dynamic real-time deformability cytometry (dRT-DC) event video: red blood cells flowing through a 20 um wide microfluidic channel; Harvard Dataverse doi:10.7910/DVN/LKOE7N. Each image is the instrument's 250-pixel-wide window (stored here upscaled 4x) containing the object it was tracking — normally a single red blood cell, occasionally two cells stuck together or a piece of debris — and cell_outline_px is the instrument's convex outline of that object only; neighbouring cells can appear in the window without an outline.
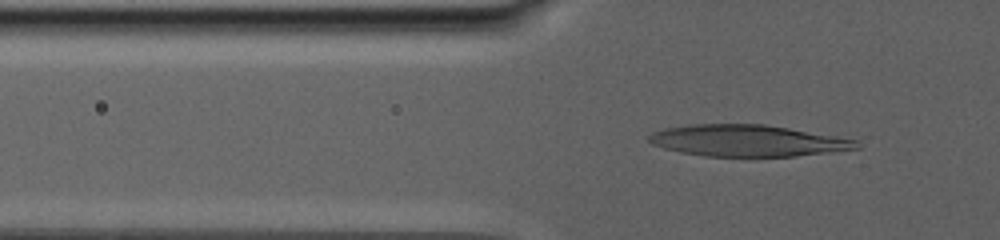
{"species": "human", "species_latin": "Homo sapiens", "temperature_condition": "warm", "stored_images_in_passage": 69, "camera_frame_rate_fps": 3000, "um_per_image_px": 0.085, "donor": {"sex": "male"}, "frame": {"image": 1, "passage_image": 42, "time_ms": 9.0, "image_size_px": [1000, 240], "cell_outline_px": [[860, 148], [796, 156], [704, 156], [680, 152], [664, 148], [652, 144], [648, 140], [648, 136], [652, 132], [664, 128], [688, 124], [764, 124], [836, 136], [856, 140], [860, 144]], "centroid_in_image_um": [63.5, 11.95], "position_along_channel_um": 62.3, "area_um2": 38.03}}
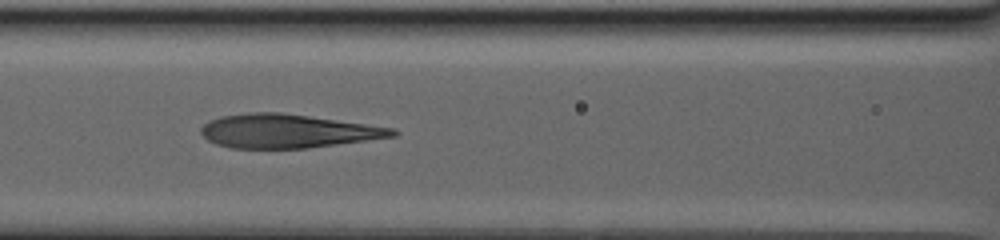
{"frame": {"image": 2, "passage_image": 60, "time_ms": 12.667, "image_size_px": [1000, 240], "cell_outline_px": [[400, 132], [396, 136], [308, 148], [232, 148], [216, 144], [208, 140], [200, 132], [200, 128], [208, 120], [220, 116], [248, 112], [280, 112], [392, 128]], "centroid_in_image_um": [24.38, 11.14], "position_along_channel_um": 142.2, "area_um2": 37.4}}
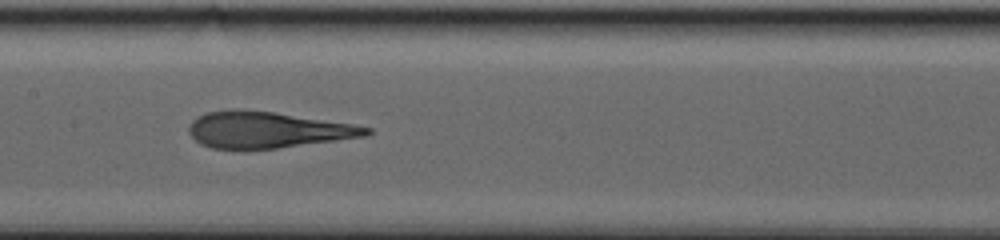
{"frame": {"image": 3, "passage_image": 68, "time_ms": 14.333, "image_size_px": [1000, 240], "cell_outline_px": [[372, 132], [364, 136], [336, 140], [276, 148], [244, 152], [212, 148], [200, 144], [188, 132], [188, 128], [192, 120], [196, 116], [208, 112], [232, 108], [244, 108], [272, 112], [352, 124], [372, 128]], "centroid_in_image_um": [22.62, 11.05], "position_along_channel_um": 184.8, "area_um2": 38.09}}